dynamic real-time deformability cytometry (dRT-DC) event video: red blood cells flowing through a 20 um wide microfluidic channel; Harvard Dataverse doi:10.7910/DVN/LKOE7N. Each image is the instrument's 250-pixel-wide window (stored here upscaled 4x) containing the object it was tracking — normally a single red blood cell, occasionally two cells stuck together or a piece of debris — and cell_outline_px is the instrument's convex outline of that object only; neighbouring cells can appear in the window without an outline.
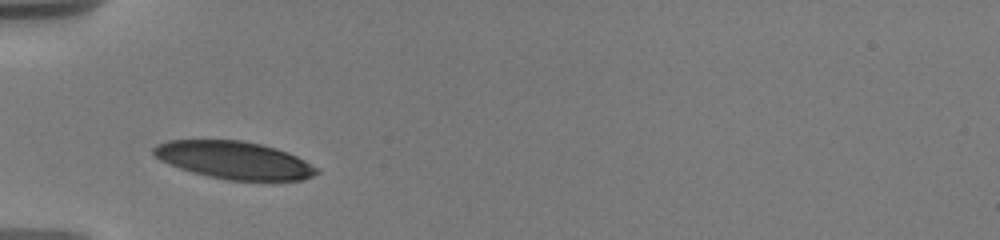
{"species": "human", "species_latin": "Homo sapiens", "temperature_condition": "warm", "stored_images_in_passage": 15, "camera_frame_rate_fps": 3000, "um_per_image_px": 0.085, "donor": {"sex": "male"}, "frame": {"image": 1, "passage_image": 1, "time_ms": 0.0, "image_size_px": [1000, 240], "cell_outline_px": [[320, 172], [312, 176], [300, 180], [228, 180], [208, 176], [192, 172], [180, 168], [160, 160], [152, 152], [152, 148], [156, 144], [168, 140], [244, 140], [276, 148], [288, 152], [320, 168]], "centroid_in_image_um": [19.91, 13.6], "position_along_channel_um": 65.1, "area_um2": 35.72}}
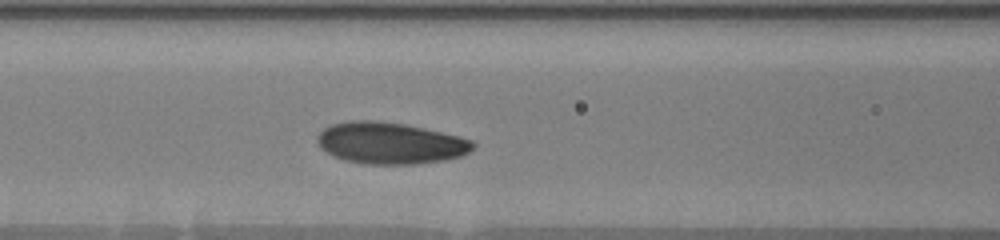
{"frame": {"image": 2, "passage_image": 10, "time_ms": 2.0, "image_size_px": [1000, 240], "cell_outline_px": [[476, 144], [468, 152], [460, 156], [444, 160], [412, 164], [364, 164], [344, 160], [332, 156], [320, 148], [316, 140], [316, 136], [324, 128], [332, 124], [348, 120], [376, 120], [404, 124], [424, 128], [460, 136], [472, 140]], "centroid_in_image_um": [33.12, 12.16], "position_along_channel_um": 133.5, "area_um2": 37.92}}
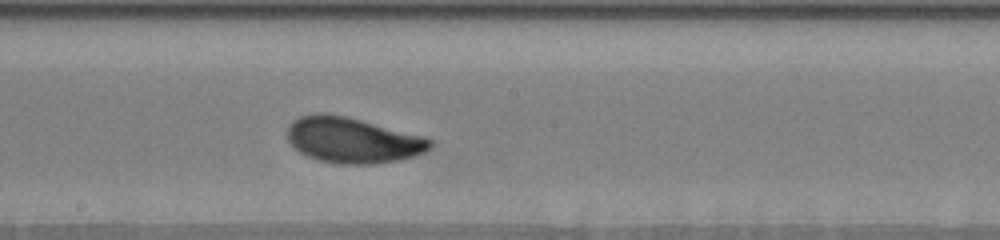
{"frame": {"image": 3, "passage_image": 15, "time_ms": 4.333, "image_size_px": [1000, 240], "cell_outline_px": [[432, 144], [424, 152], [412, 156], [396, 160], [372, 164], [340, 164], [320, 160], [308, 156], [300, 152], [288, 140], [288, 124], [292, 120], [300, 116], [316, 112], [320, 112], [344, 116], [424, 136], [432, 140]], "centroid_in_image_um": [29.93, 11.9], "position_along_channel_um": 218.3, "area_um2": 37.51}}